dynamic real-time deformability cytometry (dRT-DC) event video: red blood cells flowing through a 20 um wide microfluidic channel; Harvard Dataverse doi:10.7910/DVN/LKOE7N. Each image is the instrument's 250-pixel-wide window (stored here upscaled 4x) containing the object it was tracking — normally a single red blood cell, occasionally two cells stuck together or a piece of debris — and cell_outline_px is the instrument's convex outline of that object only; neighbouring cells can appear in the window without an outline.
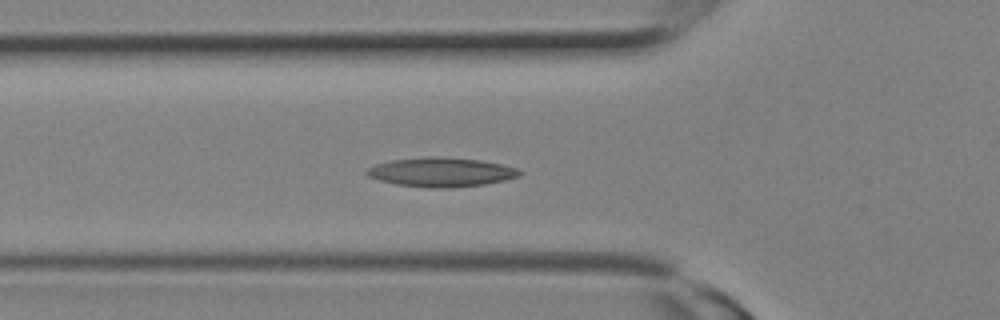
{"species": "Egyptian fruit bat (a non-hibernating species)", "species_latin": "Rousettus aegyptiacus", "temperature_condition": "room temperature", "stored_images_in_passage": 15, "camera_frame_rate_fps": 3000, "um_per_image_px": 0.085, "animal": {"sex": "female"}, "frame": {"image": 1, "passage_image": 9, "time_ms": 2.667, "image_size_px": [1000, 320], "cell_outline_px": [[524, 172], [520, 176], [504, 180], [484, 184], [448, 188], [428, 188], [396, 184], [380, 180], [368, 176], [364, 172], [368, 168], [376, 164], [392, 160], [428, 156], [444, 156], [480, 160], [504, 164], [520, 168]], "centroid_in_image_um": [37.55, 14.62], "position_along_channel_um": 88.2, "area_um2": 26.3}}
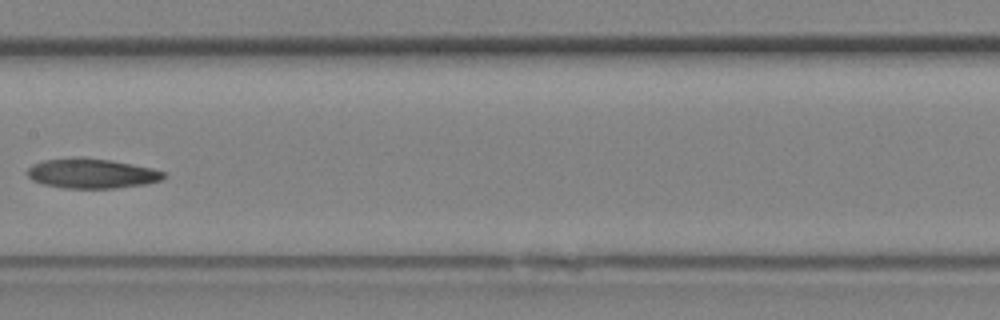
{"frame": {"image": 2, "passage_image": 13, "time_ms": 4.0, "image_size_px": [1000, 320], "cell_outline_px": [[164, 176], [160, 180], [144, 184], [112, 188], [64, 188], [44, 184], [32, 180], [28, 176], [28, 168], [32, 164], [44, 160], [72, 156], [80, 156], [112, 160], [152, 168], [164, 172]], "centroid_in_image_um": [7.75, 14.72], "position_along_channel_um": 199.7, "area_um2": 23.7}}
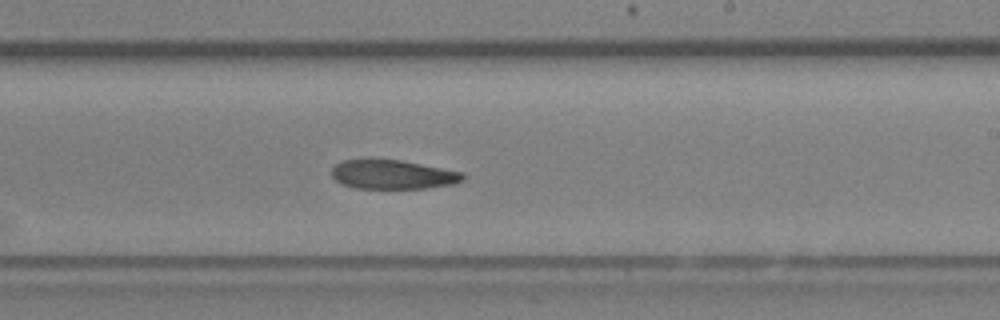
{"frame": {"image": 3, "passage_image": 15, "time_ms": 4.667, "image_size_px": [1000, 320], "cell_outline_px": [[464, 180], [452, 184], [424, 188], [356, 188], [344, 184], [336, 180], [332, 176], [332, 168], [336, 164], [344, 160], [400, 160], [464, 172]], "centroid_in_image_um": [33.41, 14.84], "position_along_channel_um": 255.6, "area_um2": 21.91}}